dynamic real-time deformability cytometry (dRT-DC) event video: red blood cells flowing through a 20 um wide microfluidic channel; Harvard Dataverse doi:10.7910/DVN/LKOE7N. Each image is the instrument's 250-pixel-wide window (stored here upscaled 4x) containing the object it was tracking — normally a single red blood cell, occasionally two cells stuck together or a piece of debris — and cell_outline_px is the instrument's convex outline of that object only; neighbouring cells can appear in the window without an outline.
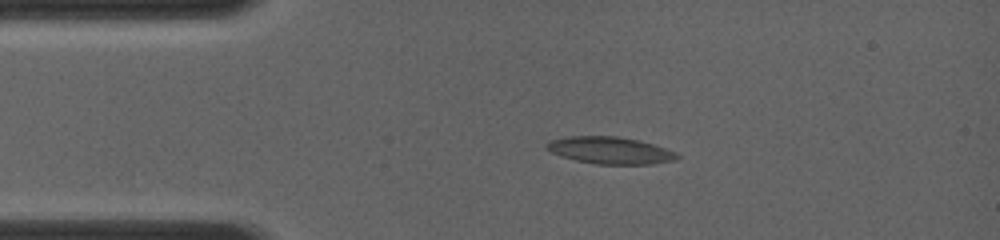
{"species": "common noctule bat (a hibernating species)", "species_latin": "Nyctalus noctula", "temperature_condition": "room temperature", "stored_images_in_passage": 4, "camera_frame_rate_fps": 4000, "um_per_image_px": 0.085, "animal": {"sex": "female", "body_mass_g": 19.0, "forearm_length_mm": 56.7}, "frame": {"image": 1, "passage_image": 3, "time_ms": 2.25, "image_size_px": [1000, 240], "cell_outline_px": [[680, 156], [676, 160], [652, 164], [596, 164], [576, 160], [560, 156], [544, 148], [544, 144], [548, 140], [568, 136], [616, 136], [636, 140], [652, 144], [676, 152]], "centroid_in_image_um": [51.81, 12.78], "position_along_channel_um": 33.2, "area_um2": 20.58}}